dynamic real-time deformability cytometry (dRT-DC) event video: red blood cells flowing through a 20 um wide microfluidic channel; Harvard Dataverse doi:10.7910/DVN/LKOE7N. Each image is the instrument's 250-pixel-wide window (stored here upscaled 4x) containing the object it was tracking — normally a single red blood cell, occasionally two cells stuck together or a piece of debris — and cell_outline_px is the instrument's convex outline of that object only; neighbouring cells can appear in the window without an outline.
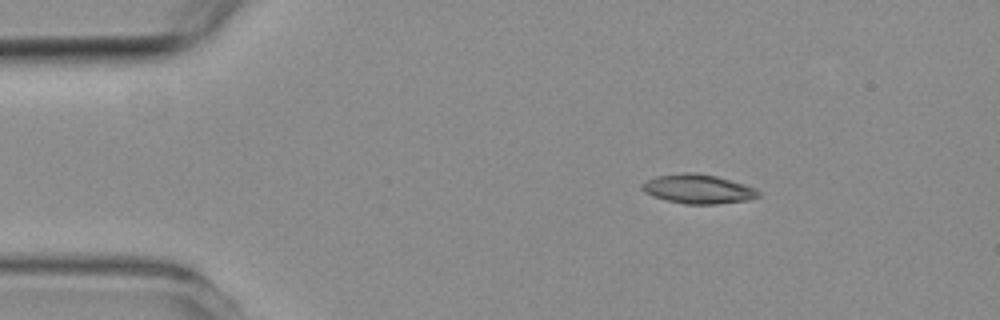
{"species": "common noctule bat (a hibernating species)", "species_latin": "Nyctalus noctula", "temperature_condition": "room temperature", "stored_images_in_passage": 5, "camera_frame_rate_fps": 3000, "um_per_image_px": 0.085, "animal": {"sex": "female", "body_mass_g": 19.3, "forearm_length_mm": 54.1}, "frame": {"image": 1, "passage_image": 2, "time_ms": 1.333, "image_size_px": [1000, 320], "cell_outline_px": [[760, 196], [748, 200], [716, 204], [684, 204], [652, 196], [644, 192], [640, 188], [640, 184], [656, 176], [684, 172], [696, 172], [716, 176], [744, 184], [756, 188], [760, 192]], "centroid_in_image_um": [59.33, 16.06], "position_along_channel_um": 25.7, "area_um2": 19.88}}